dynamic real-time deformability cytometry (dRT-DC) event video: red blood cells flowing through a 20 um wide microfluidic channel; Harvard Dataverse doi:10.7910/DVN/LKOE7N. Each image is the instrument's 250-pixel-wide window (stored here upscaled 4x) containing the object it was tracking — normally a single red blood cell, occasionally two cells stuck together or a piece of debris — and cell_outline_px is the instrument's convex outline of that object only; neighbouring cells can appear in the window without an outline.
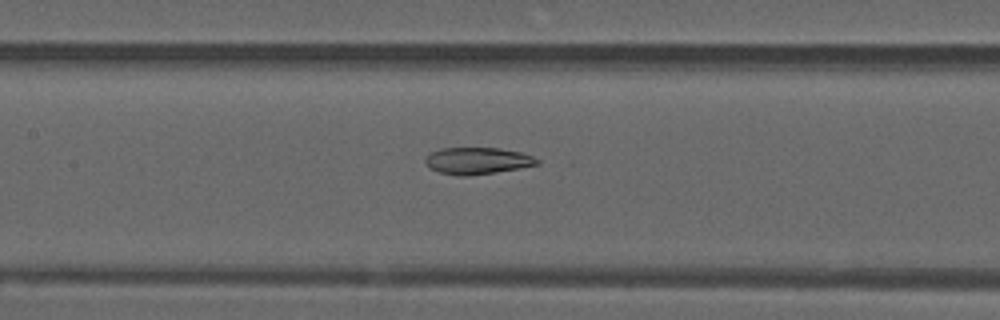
{"species": "common noctule bat (a hibernating species)", "species_latin": "Nyctalus noctula", "temperature_condition": "warm", "stored_images_in_passage": 52, "camera_frame_rate_fps": 3000, "um_per_image_px": 0.085, "animal": {"sex": "male", "forearm_length_mm": 52.5}, "frame": {"image": 1, "passage_image": 24, "time_ms": 7.667, "image_size_px": [1000, 320], "cell_outline_px": [[540, 164], [520, 168], [468, 176], [460, 176], [440, 172], [428, 168], [424, 160], [432, 152], [440, 148], [500, 148], [520, 152], [532, 156], [540, 160]], "centroid_in_image_um": [40.58, 13.66], "position_along_channel_um": 166.8, "area_um2": 17.4}}
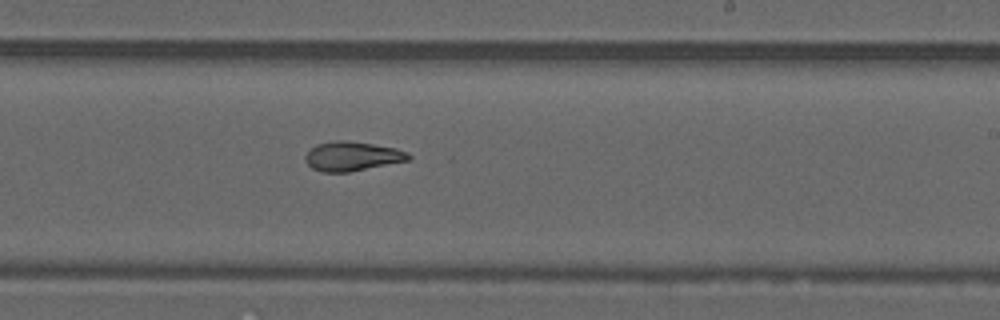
{"frame": {"image": 2, "passage_image": 31, "time_ms": 10.0, "image_size_px": [1000, 320], "cell_outline_px": [[412, 160], [348, 172], [320, 172], [312, 168], [304, 160], [304, 156], [316, 144], [336, 140], [344, 140], [372, 144], [396, 148], [408, 152], [412, 156]], "centroid_in_image_um": [29.95, 13.29], "position_along_channel_um": 259.0, "area_um2": 17.74}}
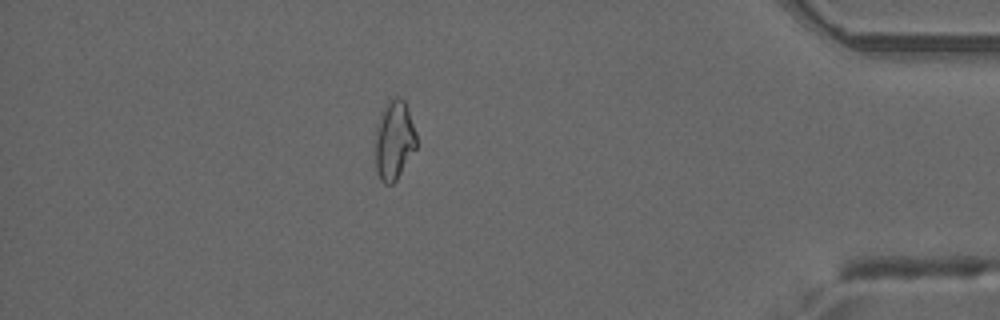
{"frame": {"image": 3, "passage_image": 45, "time_ms": 14.667, "image_size_px": [1000, 320], "cell_outline_px": [[416, 148], [396, 180], [392, 184], [384, 184], [380, 180], [376, 168], [372, 148], [376, 128], [380, 112], [388, 100], [396, 96], [400, 96], [404, 100], [408, 108], [416, 132]], "centroid_in_image_um": [33.45, 11.9], "position_along_channel_um": 401.7, "area_um2": 19.65}, "authors_computed_cell_mechanics": {"area_um2": 19.652, "velocity_mm_per_s": 3.9842, "shape_relaxation_time_tau1_ms": null, "shape_relaxation_time_tau2_ms": 2.7982, "deformation_change_tau1": null, "deformation_change_tau2": 0.0925}}